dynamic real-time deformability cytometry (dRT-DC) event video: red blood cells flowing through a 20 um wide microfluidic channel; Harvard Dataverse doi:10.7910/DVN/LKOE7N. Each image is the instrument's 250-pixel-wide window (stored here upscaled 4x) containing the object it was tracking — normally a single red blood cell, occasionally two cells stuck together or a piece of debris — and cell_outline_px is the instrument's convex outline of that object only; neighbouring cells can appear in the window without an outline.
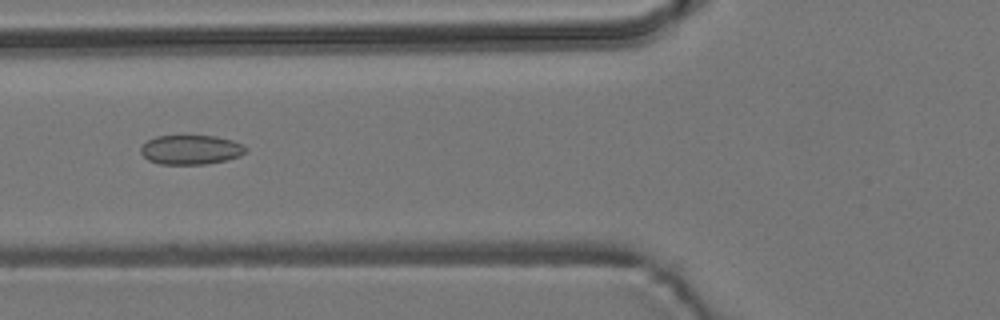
{"species": "common noctule bat (a hibernating species)", "species_latin": "Nyctalus noctula", "temperature_condition": "room temperature", "stored_images_in_passage": 8, "camera_frame_rate_fps": 3000, "um_per_image_px": 0.085, "animal": {"sex": "male", "body_mass_g": 19.2, "forearm_length_mm": 51.8}, "frame": {"image": 1, "passage_image": 5, "time_ms": 5.333, "image_size_px": [1000, 320], "cell_outline_px": [[248, 152], [240, 156], [224, 160], [204, 164], [160, 164], [148, 160], [140, 152], [140, 148], [148, 140], [156, 136], [216, 136], [232, 140], [244, 144], [248, 148]], "centroid_in_image_um": [16.26, 12.72], "position_along_channel_um": 109.5, "area_um2": 18.03}}
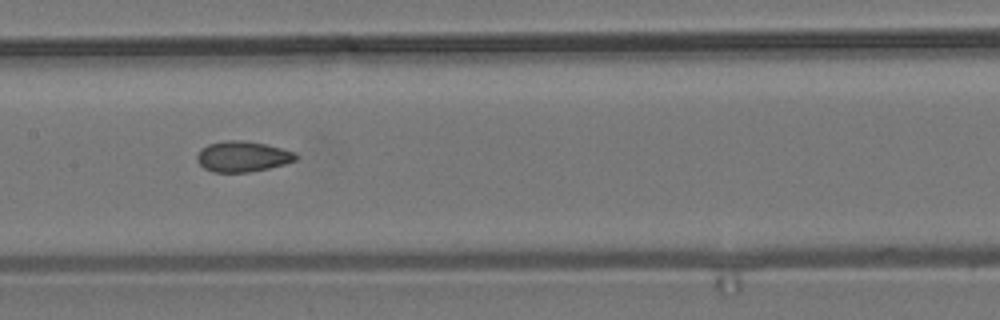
{"frame": {"image": 2, "passage_image": 7, "time_ms": 7.333, "image_size_px": [1000, 320], "cell_outline_px": [[296, 160], [284, 164], [268, 168], [248, 172], [212, 172], [204, 168], [196, 160], [196, 156], [200, 148], [208, 144], [228, 140], [244, 140], [264, 144], [296, 152]], "centroid_in_image_um": [20.58, 13.3], "position_along_channel_um": 186.8, "area_um2": 17.57}}
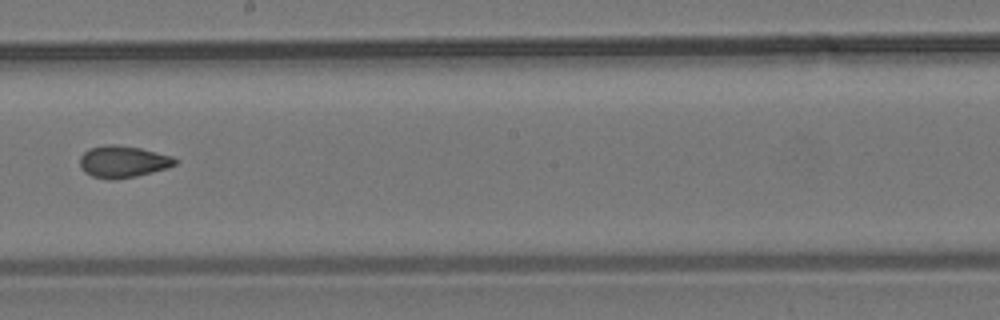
{"frame": {"image": 3, "passage_image": 8, "time_ms": 8.667, "image_size_px": [1000, 320], "cell_outline_px": [[180, 160], [176, 164], [168, 168], [136, 176], [116, 180], [108, 180], [92, 176], [84, 172], [80, 168], [80, 156], [88, 148], [104, 144], [112, 144], [140, 148], [172, 156]], "centroid_in_image_um": [10.44, 13.74], "position_along_channel_um": 237.8, "area_um2": 17.92}}